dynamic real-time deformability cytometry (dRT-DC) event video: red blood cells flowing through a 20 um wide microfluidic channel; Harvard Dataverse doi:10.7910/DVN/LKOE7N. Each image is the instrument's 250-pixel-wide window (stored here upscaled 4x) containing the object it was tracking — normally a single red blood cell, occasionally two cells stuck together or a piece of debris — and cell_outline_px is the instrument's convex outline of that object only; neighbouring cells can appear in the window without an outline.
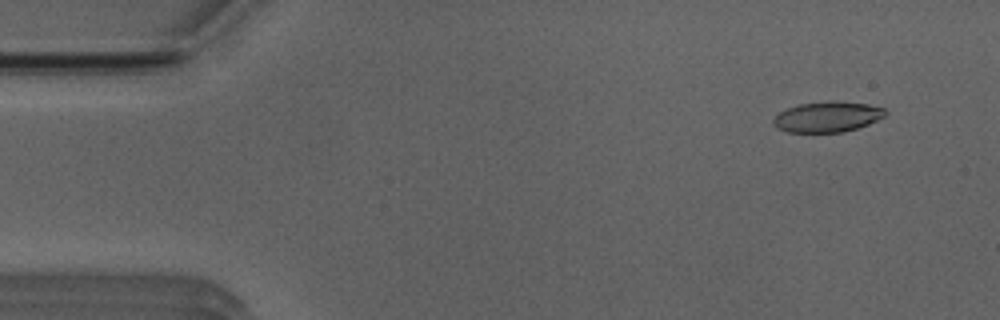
{"species": "Egyptian fruit bat (a non-hibernating species)", "species_latin": "Rousettus aegyptiacus", "temperature_condition": "room temperature", "stored_images_in_passage": 18, "camera_frame_rate_fps": 3000, "um_per_image_px": 0.085, "animal": {"sex": "male"}, "frame": {"image": 1, "passage_image": 4, "time_ms": 1.0, "image_size_px": [1000, 320], "cell_outline_px": [[888, 112], [884, 116], [868, 124], [856, 128], [840, 132], [788, 132], [772, 124], [772, 120], [780, 112], [788, 108], [800, 104], [828, 100], [832, 100], [868, 104], [884, 108]], "centroid_in_image_um": [70.34, 9.91], "position_along_channel_um": 14.7, "area_um2": 19.77}}
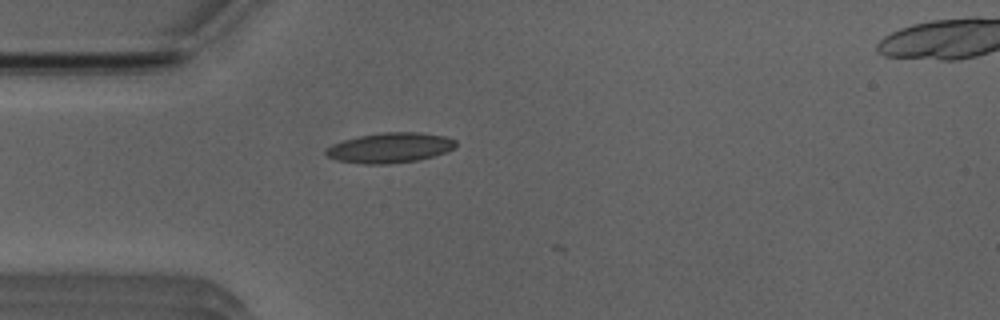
{"frame": {"image": 2, "passage_image": 14, "time_ms": 4.333, "image_size_px": [1000, 320], "cell_outline_px": [[456, 144], [452, 148], [444, 152], [432, 156], [416, 160], [388, 164], [364, 164], [336, 160], [328, 156], [324, 152], [332, 144], [344, 140], [360, 136], [384, 132], [420, 132], [444, 136], [456, 140]], "centroid_in_image_um": [33.13, 12.56], "position_along_channel_um": 51.9, "area_um2": 22.48}}